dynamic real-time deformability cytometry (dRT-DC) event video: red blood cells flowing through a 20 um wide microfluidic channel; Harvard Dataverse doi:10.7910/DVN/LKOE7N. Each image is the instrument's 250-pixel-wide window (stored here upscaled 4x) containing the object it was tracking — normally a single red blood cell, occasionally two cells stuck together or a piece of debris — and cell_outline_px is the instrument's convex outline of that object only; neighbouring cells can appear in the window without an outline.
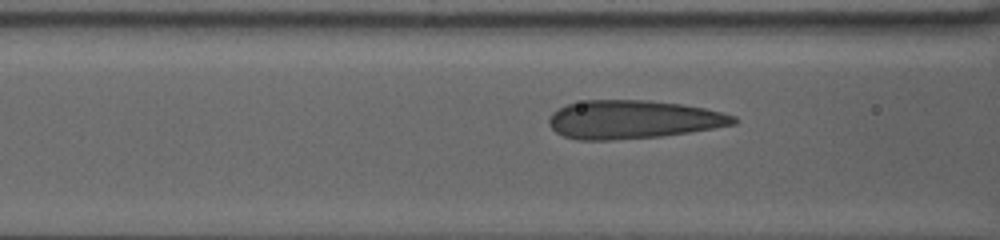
{"species": "human", "species_latin": "Homo sapiens", "temperature_condition": "warm", "stored_images_in_passage": 9, "camera_frame_rate_fps": 3000, "um_per_image_px": 0.085, "donor": {"sex": "female"}, "frame": {"image": 1, "passage_image": 6, "time_ms": 1.667, "image_size_px": [1000, 240], "cell_outline_px": [[736, 124], [688, 132], [660, 136], [612, 140], [576, 140], [564, 136], [556, 132], [548, 124], [548, 120], [552, 112], [568, 104], [584, 100], [648, 100], [680, 104], [704, 108], [736, 116]], "centroid_in_image_um": [53.76, 10.16], "position_along_channel_um": 112.8, "area_um2": 41.15}}